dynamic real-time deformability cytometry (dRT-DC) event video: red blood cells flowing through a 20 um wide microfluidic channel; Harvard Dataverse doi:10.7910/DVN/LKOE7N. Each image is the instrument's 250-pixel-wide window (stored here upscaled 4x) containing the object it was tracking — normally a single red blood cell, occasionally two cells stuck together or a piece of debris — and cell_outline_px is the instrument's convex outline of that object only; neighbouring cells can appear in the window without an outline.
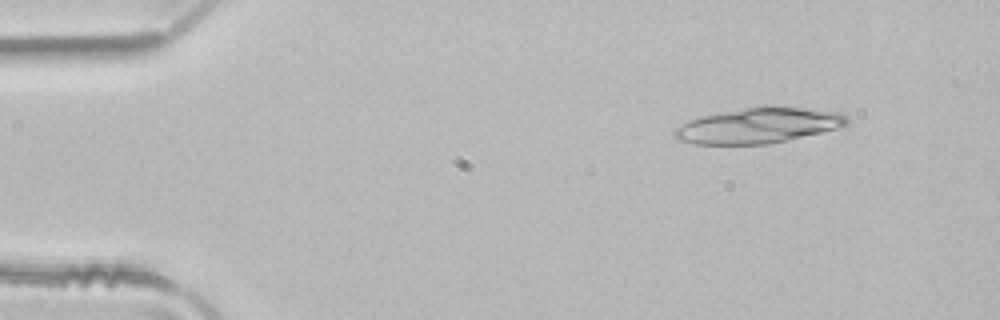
{"species": "common noctule bat (a hibernating species)", "species_latin": "Nyctalus noctula", "temperature_condition": "room temperature", "stored_images_in_passage": 3, "camera_frame_rate_fps": 3000, "um_per_image_px": 0.085, "animal": {"sex": "male", "body_mass_g": 21.5, "forearm_length_mm": 52.0}, "frame": {"image": 1, "passage_image": 1, "time_ms": 0.0, "image_size_px": [1000, 320], "cell_outline_px": [[848, 124], [836, 128], [788, 140], [768, 144], [696, 144], [676, 140], [672, 136], [672, 132], [676, 128], [688, 120], [700, 116], [764, 104], [768, 104], [840, 112], [848, 116]], "centroid_in_image_um": [64.43, 10.65], "position_along_channel_um": 20.6, "area_um2": 35.95}}